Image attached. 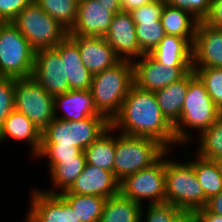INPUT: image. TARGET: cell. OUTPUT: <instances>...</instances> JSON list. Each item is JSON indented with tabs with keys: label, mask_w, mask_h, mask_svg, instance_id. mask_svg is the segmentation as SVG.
I'll use <instances>...</instances> for the list:
<instances>
[{
	"label": "cell",
	"mask_w": 222,
	"mask_h": 222,
	"mask_svg": "<svg viewBox=\"0 0 222 222\" xmlns=\"http://www.w3.org/2000/svg\"><path fill=\"white\" fill-rule=\"evenodd\" d=\"M110 124L121 134L154 139L168 151L175 147L174 127L163 115L155 93L135 84L130 88L120 112Z\"/></svg>",
	"instance_id": "6da1fadb"
},
{
	"label": "cell",
	"mask_w": 222,
	"mask_h": 222,
	"mask_svg": "<svg viewBox=\"0 0 222 222\" xmlns=\"http://www.w3.org/2000/svg\"><path fill=\"white\" fill-rule=\"evenodd\" d=\"M220 115L221 110L211 99L204 83L195 75L189 81L180 120L174 126L175 146H189V144H191L190 141L193 139L192 135H194L190 133V131L193 129L201 134L204 130H207Z\"/></svg>",
	"instance_id": "7a4b0ae2"
},
{
	"label": "cell",
	"mask_w": 222,
	"mask_h": 222,
	"mask_svg": "<svg viewBox=\"0 0 222 222\" xmlns=\"http://www.w3.org/2000/svg\"><path fill=\"white\" fill-rule=\"evenodd\" d=\"M133 84V64L130 61L120 60L114 66L93 75L90 92L98 113L111 123L120 112Z\"/></svg>",
	"instance_id": "3957f363"
},
{
	"label": "cell",
	"mask_w": 222,
	"mask_h": 222,
	"mask_svg": "<svg viewBox=\"0 0 222 222\" xmlns=\"http://www.w3.org/2000/svg\"><path fill=\"white\" fill-rule=\"evenodd\" d=\"M165 158L166 202L185 211L189 216L198 209L205 207V195L194 167L186 161Z\"/></svg>",
	"instance_id": "277c9868"
},
{
	"label": "cell",
	"mask_w": 222,
	"mask_h": 222,
	"mask_svg": "<svg viewBox=\"0 0 222 222\" xmlns=\"http://www.w3.org/2000/svg\"><path fill=\"white\" fill-rule=\"evenodd\" d=\"M167 151L154 139L116 134L114 176L120 182L126 176L152 166Z\"/></svg>",
	"instance_id": "5b68a950"
},
{
	"label": "cell",
	"mask_w": 222,
	"mask_h": 222,
	"mask_svg": "<svg viewBox=\"0 0 222 222\" xmlns=\"http://www.w3.org/2000/svg\"><path fill=\"white\" fill-rule=\"evenodd\" d=\"M110 126L105 117L79 121L53 119L42 131L41 146H75L84 151Z\"/></svg>",
	"instance_id": "8992f818"
},
{
	"label": "cell",
	"mask_w": 222,
	"mask_h": 222,
	"mask_svg": "<svg viewBox=\"0 0 222 222\" xmlns=\"http://www.w3.org/2000/svg\"><path fill=\"white\" fill-rule=\"evenodd\" d=\"M12 23L37 52L55 48L68 36V30L51 18L35 1L24 7Z\"/></svg>",
	"instance_id": "52a82bcc"
},
{
	"label": "cell",
	"mask_w": 222,
	"mask_h": 222,
	"mask_svg": "<svg viewBox=\"0 0 222 222\" xmlns=\"http://www.w3.org/2000/svg\"><path fill=\"white\" fill-rule=\"evenodd\" d=\"M35 51L12 22H0V76L13 79L30 77Z\"/></svg>",
	"instance_id": "ba28073f"
},
{
	"label": "cell",
	"mask_w": 222,
	"mask_h": 222,
	"mask_svg": "<svg viewBox=\"0 0 222 222\" xmlns=\"http://www.w3.org/2000/svg\"><path fill=\"white\" fill-rule=\"evenodd\" d=\"M14 110L23 113L42 132L55 119L54 97L32 76L15 79Z\"/></svg>",
	"instance_id": "9c48e42d"
},
{
	"label": "cell",
	"mask_w": 222,
	"mask_h": 222,
	"mask_svg": "<svg viewBox=\"0 0 222 222\" xmlns=\"http://www.w3.org/2000/svg\"><path fill=\"white\" fill-rule=\"evenodd\" d=\"M166 153L152 166L126 176L119 183V192L133 201L144 206L166 202L165 184Z\"/></svg>",
	"instance_id": "30bf717a"
},
{
	"label": "cell",
	"mask_w": 222,
	"mask_h": 222,
	"mask_svg": "<svg viewBox=\"0 0 222 222\" xmlns=\"http://www.w3.org/2000/svg\"><path fill=\"white\" fill-rule=\"evenodd\" d=\"M132 64L134 84L152 92L179 81L192 70V66L165 67L149 54H143L139 60L133 61Z\"/></svg>",
	"instance_id": "8fae6325"
},
{
	"label": "cell",
	"mask_w": 222,
	"mask_h": 222,
	"mask_svg": "<svg viewBox=\"0 0 222 222\" xmlns=\"http://www.w3.org/2000/svg\"><path fill=\"white\" fill-rule=\"evenodd\" d=\"M104 38L120 60L133 62L144 53L136 37V24L130 12L115 13Z\"/></svg>",
	"instance_id": "7c38bea8"
},
{
	"label": "cell",
	"mask_w": 222,
	"mask_h": 222,
	"mask_svg": "<svg viewBox=\"0 0 222 222\" xmlns=\"http://www.w3.org/2000/svg\"><path fill=\"white\" fill-rule=\"evenodd\" d=\"M32 77L53 97L70 90L64 63L55 48L35 52Z\"/></svg>",
	"instance_id": "4fadbf2b"
},
{
	"label": "cell",
	"mask_w": 222,
	"mask_h": 222,
	"mask_svg": "<svg viewBox=\"0 0 222 222\" xmlns=\"http://www.w3.org/2000/svg\"><path fill=\"white\" fill-rule=\"evenodd\" d=\"M192 46V68H222V28L198 21Z\"/></svg>",
	"instance_id": "5bb4252c"
},
{
	"label": "cell",
	"mask_w": 222,
	"mask_h": 222,
	"mask_svg": "<svg viewBox=\"0 0 222 222\" xmlns=\"http://www.w3.org/2000/svg\"><path fill=\"white\" fill-rule=\"evenodd\" d=\"M114 13L98 0H79L77 17L68 36L104 37Z\"/></svg>",
	"instance_id": "9a60e30c"
},
{
	"label": "cell",
	"mask_w": 222,
	"mask_h": 222,
	"mask_svg": "<svg viewBox=\"0 0 222 222\" xmlns=\"http://www.w3.org/2000/svg\"><path fill=\"white\" fill-rule=\"evenodd\" d=\"M119 183L113 172L86 163L73 184L59 194L94 195L107 199L119 193Z\"/></svg>",
	"instance_id": "2e32d148"
},
{
	"label": "cell",
	"mask_w": 222,
	"mask_h": 222,
	"mask_svg": "<svg viewBox=\"0 0 222 222\" xmlns=\"http://www.w3.org/2000/svg\"><path fill=\"white\" fill-rule=\"evenodd\" d=\"M29 213L33 222H80L71 206L59 195L34 188Z\"/></svg>",
	"instance_id": "e0dca14e"
},
{
	"label": "cell",
	"mask_w": 222,
	"mask_h": 222,
	"mask_svg": "<svg viewBox=\"0 0 222 222\" xmlns=\"http://www.w3.org/2000/svg\"><path fill=\"white\" fill-rule=\"evenodd\" d=\"M69 37L78 45L83 65L92 75L100 73L120 61L104 37Z\"/></svg>",
	"instance_id": "ac0fdd59"
},
{
	"label": "cell",
	"mask_w": 222,
	"mask_h": 222,
	"mask_svg": "<svg viewBox=\"0 0 222 222\" xmlns=\"http://www.w3.org/2000/svg\"><path fill=\"white\" fill-rule=\"evenodd\" d=\"M61 107L63 109H61ZM62 110L58 114L59 110ZM55 119L79 121L88 117H104L98 113L90 90H69L54 97Z\"/></svg>",
	"instance_id": "d6986e66"
},
{
	"label": "cell",
	"mask_w": 222,
	"mask_h": 222,
	"mask_svg": "<svg viewBox=\"0 0 222 222\" xmlns=\"http://www.w3.org/2000/svg\"><path fill=\"white\" fill-rule=\"evenodd\" d=\"M55 49L64 63L70 90H90L93 75L83 65L78 45L67 36Z\"/></svg>",
	"instance_id": "ffe728a7"
},
{
	"label": "cell",
	"mask_w": 222,
	"mask_h": 222,
	"mask_svg": "<svg viewBox=\"0 0 222 222\" xmlns=\"http://www.w3.org/2000/svg\"><path fill=\"white\" fill-rule=\"evenodd\" d=\"M7 138L26 142L35 157L41 148L42 132L23 113L13 110L5 119L0 130V143Z\"/></svg>",
	"instance_id": "44dd1931"
},
{
	"label": "cell",
	"mask_w": 222,
	"mask_h": 222,
	"mask_svg": "<svg viewBox=\"0 0 222 222\" xmlns=\"http://www.w3.org/2000/svg\"><path fill=\"white\" fill-rule=\"evenodd\" d=\"M192 69L179 81L155 91V97L167 121L174 127L180 120L182 106L188 90L189 81L195 76Z\"/></svg>",
	"instance_id": "7402d4cb"
},
{
	"label": "cell",
	"mask_w": 222,
	"mask_h": 222,
	"mask_svg": "<svg viewBox=\"0 0 222 222\" xmlns=\"http://www.w3.org/2000/svg\"><path fill=\"white\" fill-rule=\"evenodd\" d=\"M192 49L187 39L166 34L149 55L165 67L192 66Z\"/></svg>",
	"instance_id": "603a6c76"
},
{
	"label": "cell",
	"mask_w": 222,
	"mask_h": 222,
	"mask_svg": "<svg viewBox=\"0 0 222 222\" xmlns=\"http://www.w3.org/2000/svg\"><path fill=\"white\" fill-rule=\"evenodd\" d=\"M160 20L165 34L185 38L193 45L198 20L187 10L165 4Z\"/></svg>",
	"instance_id": "cb8c5ba5"
},
{
	"label": "cell",
	"mask_w": 222,
	"mask_h": 222,
	"mask_svg": "<svg viewBox=\"0 0 222 222\" xmlns=\"http://www.w3.org/2000/svg\"><path fill=\"white\" fill-rule=\"evenodd\" d=\"M86 164L85 154L82 151L76 158L62 159L56 162L48 171L53 189L42 190L50 194H59L67 190L81 174ZM59 190H58V189ZM57 190V191H55ZM60 191V192H59Z\"/></svg>",
	"instance_id": "d4e9b609"
},
{
	"label": "cell",
	"mask_w": 222,
	"mask_h": 222,
	"mask_svg": "<svg viewBox=\"0 0 222 222\" xmlns=\"http://www.w3.org/2000/svg\"><path fill=\"white\" fill-rule=\"evenodd\" d=\"M113 132L115 130L110 126L83 152L87 164L95 165L114 174L116 134L114 135Z\"/></svg>",
	"instance_id": "484cf974"
},
{
	"label": "cell",
	"mask_w": 222,
	"mask_h": 222,
	"mask_svg": "<svg viewBox=\"0 0 222 222\" xmlns=\"http://www.w3.org/2000/svg\"><path fill=\"white\" fill-rule=\"evenodd\" d=\"M142 205L120 192L106 199L100 222H141Z\"/></svg>",
	"instance_id": "4316f807"
},
{
	"label": "cell",
	"mask_w": 222,
	"mask_h": 222,
	"mask_svg": "<svg viewBox=\"0 0 222 222\" xmlns=\"http://www.w3.org/2000/svg\"><path fill=\"white\" fill-rule=\"evenodd\" d=\"M196 156L188 162L194 167L195 174L203 188L206 205L207 200L222 191V174L213 160Z\"/></svg>",
	"instance_id": "83f0119b"
},
{
	"label": "cell",
	"mask_w": 222,
	"mask_h": 222,
	"mask_svg": "<svg viewBox=\"0 0 222 222\" xmlns=\"http://www.w3.org/2000/svg\"><path fill=\"white\" fill-rule=\"evenodd\" d=\"M59 195L71 206L80 222H100L106 198L82 194Z\"/></svg>",
	"instance_id": "f1b7e54d"
},
{
	"label": "cell",
	"mask_w": 222,
	"mask_h": 222,
	"mask_svg": "<svg viewBox=\"0 0 222 222\" xmlns=\"http://www.w3.org/2000/svg\"><path fill=\"white\" fill-rule=\"evenodd\" d=\"M51 18L68 31L73 27L79 0H34Z\"/></svg>",
	"instance_id": "f546056e"
},
{
	"label": "cell",
	"mask_w": 222,
	"mask_h": 222,
	"mask_svg": "<svg viewBox=\"0 0 222 222\" xmlns=\"http://www.w3.org/2000/svg\"><path fill=\"white\" fill-rule=\"evenodd\" d=\"M197 151L199 157L213 160L222 154V115L200 136Z\"/></svg>",
	"instance_id": "4dcf8cb0"
},
{
	"label": "cell",
	"mask_w": 222,
	"mask_h": 222,
	"mask_svg": "<svg viewBox=\"0 0 222 222\" xmlns=\"http://www.w3.org/2000/svg\"><path fill=\"white\" fill-rule=\"evenodd\" d=\"M144 210L145 207L142 206L140 216L142 222H184L189 217L185 211L167 202L148 204L146 211Z\"/></svg>",
	"instance_id": "1f68e13d"
},
{
	"label": "cell",
	"mask_w": 222,
	"mask_h": 222,
	"mask_svg": "<svg viewBox=\"0 0 222 222\" xmlns=\"http://www.w3.org/2000/svg\"><path fill=\"white\" fill-rule=\"evenodd\" d=\"M135 24L140 50L144 54H150L166 35L162 23L161 21H141Z\"/></svg>",
	"instance_id": "d6a6232c"
},
{
	"label": "cell",
	"mask_w": 222,
	"mask_h": 222,
	"mask_svg": "<svg viewBox=\"0 0 222 222\" xmlns=\"http://www.w3.org/2000/svg\"><path fill=\"white\" fill-rule=\"evenodd\" d=\"M204 83L216 106L222 110V68H192Z\"/></svg>",
	"instance_id": "836d02e7"
},
{
	"label": "cell",
	"mask_w": 222,
	"mask_h": 222,
	"mask_svg": "<svg viewBox=\"0 0 222 222\" xmlns=\"http://www.w3.org/2000/svg\"><path fill=\"white\" fill-rule=\"evenodd\" d=\"M82 150L75 146H41L40 151L35 156L38 159H48V168L50 169L56 162L62 159L76 158Z\"/></svg>",
	"instance_id": "e575fe53"
},
{
	"label": "cell",
	"mask_w": 222,
	"mask_h": 222,
	"mask_svg": "<svg viewBox=\"0 0 222 222\" xmlns=\"http://www.w3.org/2000/svg\"><path fill=\"white\" fill-rule=\"evenodd\" d=\"M15 79L0 76V130L7 116L14 110Z\"/></svg>",
	"instance_id": "d590c367"
},
{
	"label": "cell",
	"mask_w": 222,
	"mask_h": 222,
	"mask_svg": "<svg viewBox=\"0 0 222 222\" xmlns=\"http://www.w3.org/2000/svg\"><path fill=\"white\" fill-rule=\"evenodd\" d=\"M166 4L187 10L198 21H204L210 12L211 0H165Z\"/></svg>",
	"instance_id": "8d00e7d4"
},
{
	"label": "cell",
	"mask_w": 222,
	"mask_h": 222,
	"mask_svg": "<svg viewBox=\"0 0 222 222\" xmlns=\"http://www.w3.org/2000/svg\"><path fill=\"white\" fill-rule=\"evenodd\" d=\"M165 4V0H155L133 9L130 11L133 21L135 23H141V21H161V14Z\"/></svg>",
	"instance_id": "74e56055"
},
{
	"label": "cell",
	"mask_w": 222,
	"mask_h": 222,
	"mask_svg": "<svg viewBox=\"0 0 222 222\" xmlns=\"http://www.w3.org/2000/svg\"><path fill=\"white\" fill-rule=\"evenodd\" d=\"M34 0H0V22H12Z\"/></svg>",
	"instance_id": "f35d334b"
},
{
	"label": "cell",
	"mask_w": 222,
	"mask_h": 222,
	"mask_svg": "<svg viewBox=\"0 0 222 222\" xmlns=\"http://www.w3.org/2000/svg\"><path fill=\"white\" fill-rule=\"evenodd\" d=\"M204 22L216 28H222V0H211L210 12Z\"/></svg>",
	"instance_id": "ab89813d"
},
{
	"label": "cell",
	"mask_w": 222,
	"mask_h": 222,
	"mask_svg": "<svg viewBox=\"0 0 222 222\" xmlns=\"http://www.w3.org/2000/svg\"><path fill=\"white\" fill-rule=\"evenodd\" d=\"M190 217L194 222H222V216L209 212L205 207L195 210Z\"/></svg>",
	"instance_id": "60d3db41"
},
{
	"label": "cell",
	"mask_w": 222,
	"mask_h": 222,
	"mask_svg": "<svg viewBox=\"0 0 222 222\" xmlns=\"http://www.w3.org/2000/svg\"><path fill=\"white\" fill-rule=\"evenodd\" d=\"M205 208L211 213L222 216V191L207 200Z\"/></svg>",
	"instance_id": "b9f144b4"
},
{
	"label": "cell",
	"mask_w": 222,
	"mask_h": 222,
	"mask_svg": "<svg viewBox=\"0 0 222 222\" xmlns=\"http://www.w3.org/2000/svg\"><path fill=\"white\" fill-rule=\"evenodd\" d=\"M155 0H121L123 11L130 12L133 9L139 8L142 5L153 2Z\"/></svg>",
	"instance_id": "7bdbcfd3"
},
{
	"label": "cell",
	"mask_w": 222,
	"mask_h": 222,
	"mask_svg": "<svg viewBox=\"0 0 222 222\" xmlns=\"http://www.w3.org/2000/svg\"><path fill=\"white\" fill-rule=\"evenodd\" d=\"M101 4L108 6V9L114 14L123 11L121 0H98Z\"/></svg>",
	"instance_id": "ee69618b"
},
{
	"label": "cell",
	"mask_w": 222,
	"mask_h": 222,
	"mask_svg": "<svg viewBox=\"0 0 222 222\" xmlns=\"http://www.w3.org/2000/svg\"><path fill=\"white\" fill-rule=\"evenodd\" d=\"M213 161L216 163L219 172L222 174V154L214 158Z\"/></svg>",
	"instance_id": "f6af8a7d"
},
{
	"label": "cell",
	"mask_w": 222,
	"mask_h": 222,
	"mask_svg": "<svg viewBox=\"0 0 222 222\" xmlns=\"http://www.w3.org/2000/svg\"><path fill=\"white\" fill-rule=\"evenodd\" d=\"M24 222H33L32 216L29 212H27Z\"/></svg>",
	"instance_id": "bcb514c9"
},
{
	"label": "cell",
	"mask_w": 222,
	"mask_h": 222,
	"mask_svg": "<svg viewBox=\"0 0 222 222\" xmlns=\"http://www.w3.org/2000/svg\"><path fill=\"white\" fill-rule=\"evenodd\" d=\"M184 222H194L192 218L189 216Z\"/></svg>",
	"instance_id": "7dc6e473"
}]
</instances>
